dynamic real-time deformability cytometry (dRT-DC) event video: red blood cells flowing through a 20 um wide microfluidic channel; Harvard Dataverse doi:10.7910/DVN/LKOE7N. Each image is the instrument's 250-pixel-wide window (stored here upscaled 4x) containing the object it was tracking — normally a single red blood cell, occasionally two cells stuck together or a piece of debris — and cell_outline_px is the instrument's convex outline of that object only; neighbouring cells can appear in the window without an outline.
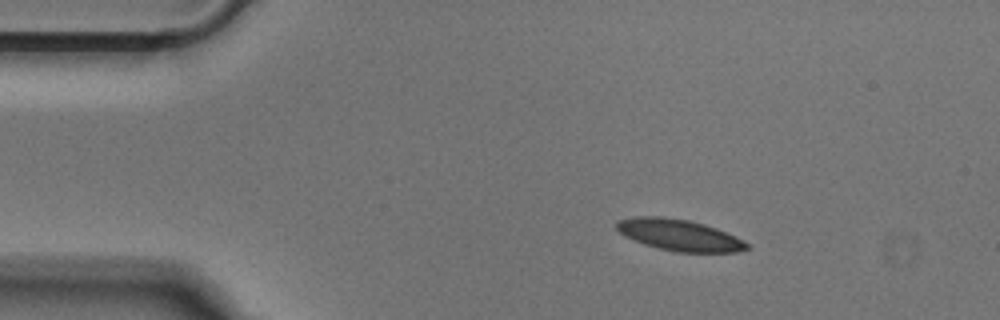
{"species": "Egyptian fruit bat (a non-hibernating species)", "species_latin": "Rousettus aegyptiacus", "temperature_condition": "cold", "stored_images_in_passage": 44, "camera_frame_rate_fps": 3000, "um_per_image_px": 0.085, "animal": {"sex": "male"}, "frame": {"image": 1, "passage_image": 1, "time_ms": 0.0, "image_size_px": [1000, 320], "cell_outline_px": [[752, 248], [736, 252], [676, 252], [644, 244], [624, 236], [616, 228], [616, 220], [636, 216], [660, 216], [688, 220], [704, 224], [716, 228], [748, 244]], "centroid_in_image_um": [57.69, 19.97], "position_along_channel_um": 27.3, "area_um2": 23.58}}
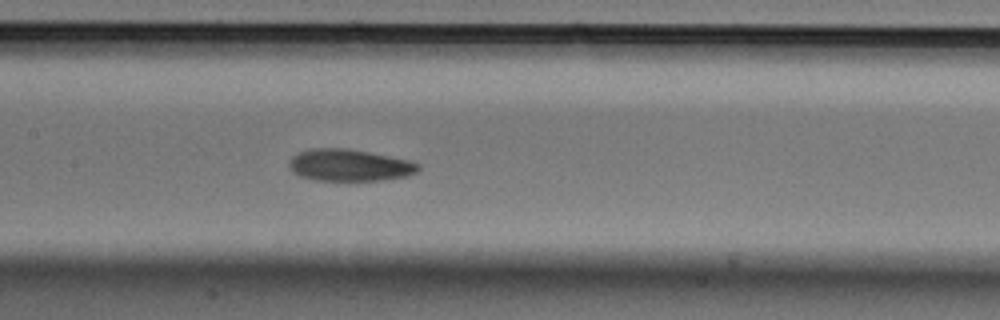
{"frame": {"image": 2, "passage_image": 17, "time_ms": 5.333, "image_size_px": [1000, 320], "cell_outline_px": [[420, 168], [416, 172], [408, 176], [380, 180], [316, 180], [300, 176], [292, 172], [288, 164], [288, 160], [292, 156], [300, 152], [312, 148], [348, 148], [408, 160], [420, 164]], "centroid_in_image_um": [29.67, 14.04], "position_along_channel_um": 177.7, "area_um2": 23.93}}
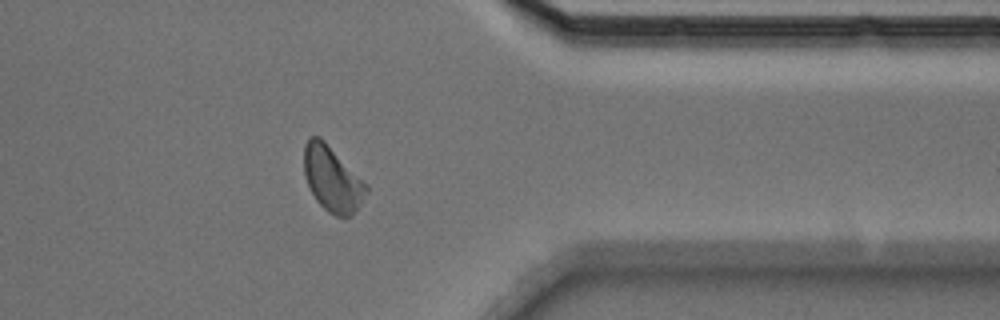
{"frame": {"image": 3, "passage_image": 34, "time_ms": 11.0, "image_size_px": [1000, 320], "cell_outline_px": [[368, 192], [352, 216], [336, 216], [328, 212], [316, 200], [304, 176], [304, 144], [308, 136], [320, 136], [368, 184]], "centroid_in_image_um": [28.25, 15.19], "position_along_channel_um": 383.2, "area_um2": 23.76}}